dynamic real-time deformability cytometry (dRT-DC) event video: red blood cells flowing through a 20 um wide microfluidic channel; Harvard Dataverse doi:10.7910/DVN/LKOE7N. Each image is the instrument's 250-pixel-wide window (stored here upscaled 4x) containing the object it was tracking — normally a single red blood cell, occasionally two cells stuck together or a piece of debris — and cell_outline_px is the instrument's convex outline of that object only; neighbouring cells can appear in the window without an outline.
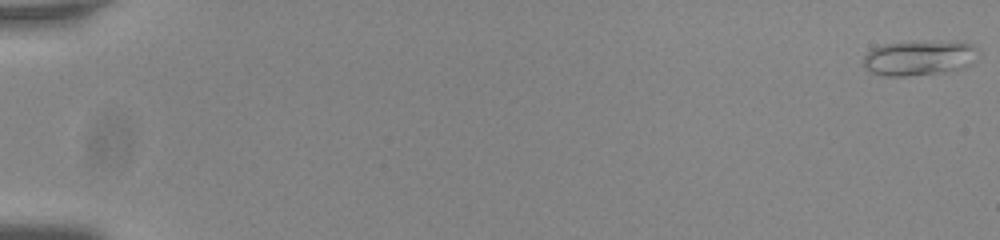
{"species": "common noctule bat (a hibernating species)", "species_latin": "Nyctalus noctula", "temperature_condition": "room temperature", "stored_images_in_passage": 56, "camera_frame_rate_fps": 3000, "um_per_image_px": 0.085, "animal": {"sex": "male", "body_mass_g": 20.0, "forearm_length_mm": 53.3}, "frame": {"image": 1, "passage_image": 1, "time_ms": 0.0, "image_size_px": [1000, 240], "cell_outline_px": [[980, 52], [972, 64], [964, 68], [948, 72], [908, 76], [884, 76], [872, 72], [864, 68], [864, 56], [872, 48], [884, 44], [912, 40], [972, 44]], "centroid_in_image_um": [78.13, 4.93], "position_along_channel_um": 6.9, "area_um2": 23.81}}
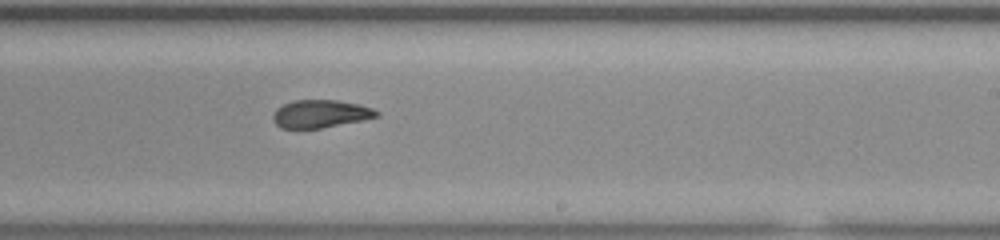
{"frame": {"image": 2, "passage_image": 36, "time_ms": 11.667, "image_size_px": [1000, 240], "cell_outline_px": [[380, 116], [320, 128], [280, 128], [272, 120], [272, 116], [276, 108], [292, 100], [336, 100], [360, 104], [372, 108], [380, 112]], "centroid_in_image_um": [27.22, 9.66], "position_along_channel_um": 261.8, "area_um2": 16.76}}
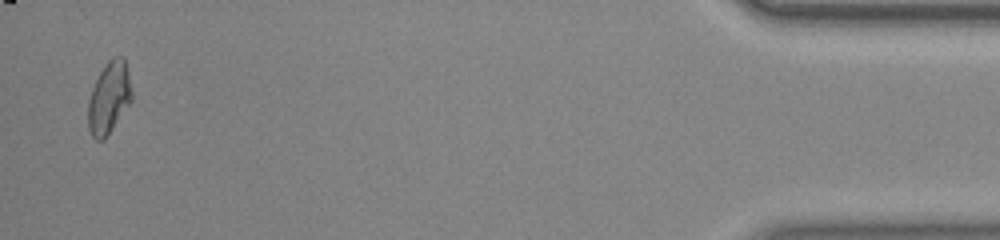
{"frame": {"image": 3, "passage_image": 55, "time_ms": 18.0, "image_size_px": [1000, 240], "cell_outline_px": [[132, 100], [104, 140], [96, 140], [92, 136], [88, 128], [88, 100], [92, 88], [104, 64], [112, 56], [124, 56], [128, 72], [132, 92]], "centroid_in_image_um": [9.26, 8.29], "position_along_channel_um": 425.9, "area_um2": 18.32}, "authors_computed_cell_mechanics": {"area_um2": 18.0914, "velocity_mm_per_s": 3.7937, "shape_relaxation_time_tau1_ms": 8.919, "shape_relaxation_time_tau2_ms": 2.1253, "deformation_change_tau1": 0.2171, "deformation_change_tau2": 0.0831}}